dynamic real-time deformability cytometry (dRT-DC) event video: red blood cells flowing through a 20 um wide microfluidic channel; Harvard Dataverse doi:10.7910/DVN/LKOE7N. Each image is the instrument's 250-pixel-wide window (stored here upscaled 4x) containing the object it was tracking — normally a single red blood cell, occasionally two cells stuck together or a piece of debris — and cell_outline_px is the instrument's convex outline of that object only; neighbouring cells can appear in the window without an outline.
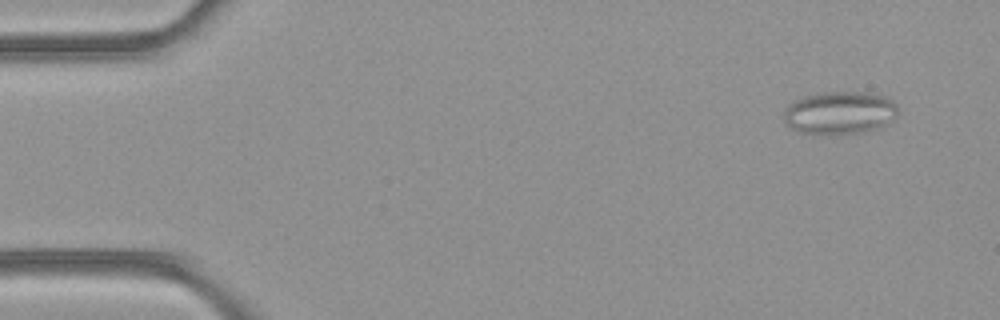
{"species": "common noctule bat (a hibernating species)", "species_latin": "Nyctalus noctula", "temperature_condition": "room temperature", "stored_images_in_passage": 12, "camera_frame_rate_fps": 3000, "um_per_image_px": 0.085, "animal": {"sex": "female", "body_mass_g": 21.9}, "frame": {"image": 1, "passage_image": 1, "time_ms": 0.0, "image_size_px": [1000, 320], "cell_outline_px": [[896, 116], [876, 128], [860, 132], [800, 132], [784, 124], [784, 108], [788, 104], [804, 96], [824, 92], [868, 92], [888, 96], [896, 104]], "centroid_in_image_um": [71.35, 9.53], "position_along_channel_um": 13.7, "area_um2": 27.86}}